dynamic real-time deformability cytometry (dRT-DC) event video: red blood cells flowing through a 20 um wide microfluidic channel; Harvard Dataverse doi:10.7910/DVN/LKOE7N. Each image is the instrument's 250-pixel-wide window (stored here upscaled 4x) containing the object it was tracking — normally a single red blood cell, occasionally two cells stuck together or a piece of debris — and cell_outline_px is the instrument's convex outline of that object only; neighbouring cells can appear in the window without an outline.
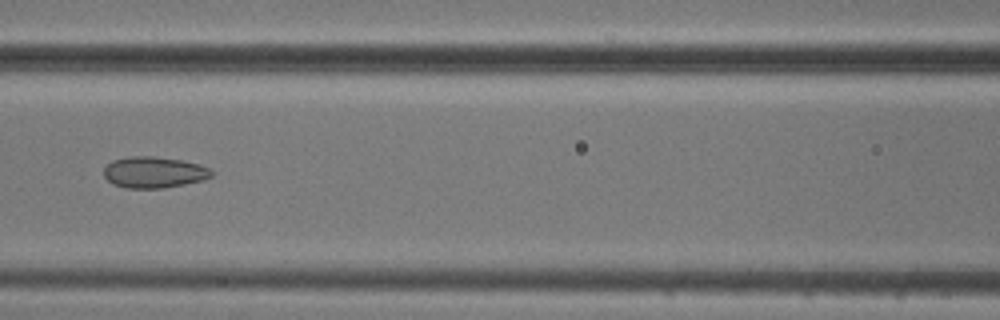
{"species": "common noctule bat (a hibernating species)", "species_latin": "Nyctalus noctula", "temperature_condition": "cold", "stored_images_in_passage": 9, "camera_frame_rate_fps": 3000, "um_per_image_px": 0.085, "animal": {"sex": "male", "body_mass_g": 20.5, "forearm_length_mm": 52.5}, "frame": {"image": 1, "passage_image": 7, "time_ms": 10.0, "image_size_px": [1000, 320], "cell_outline_px": [[212, 176], [204, 180], [164, 188], [128, 188], [112, 184], [104, 176], [104, 168], [112, 160], [128, 156], [152, 156], [180, 160], [200, 164], [208, 168], [212, 172]], "centroid_in_image_um": [13.07, 14.64], "position_along_channel_um": 153.5, "area_um2": 19.59}}
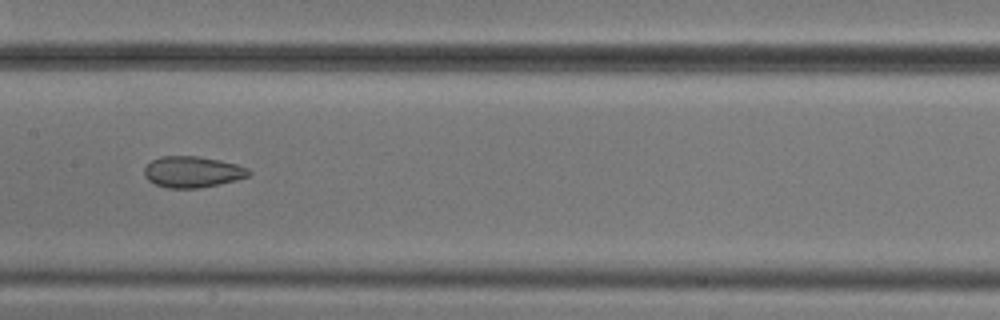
{"frame": {"image": 2, "passage_image": 8, "time_ms": 11.0, "image_size_px": [1000, 320], "cell_outline_px": [[252, 172], [248, 176], [236, 180], [200, 188], [168, 188], [156, 184], [148, 180], [144, 176], [144, 168], [152, 160], [160, 156], [196, 156], [220, 160], [236, 164], [248, 168]], "centroid_in_image_um": [16.35, 14.61], "position_along_channel_um": 191.0, "area_um2": 18.96}}
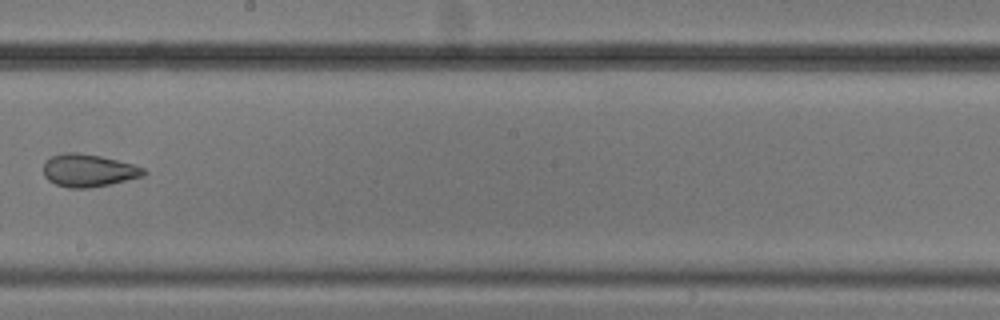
{"frame": {"image": 3, "passage_image": 9, "time_ms": 12.333, "image_size_px": [1000, 320], "cell_outline_px": [[148, 172], [144, 176], [108, 184], [88, 188], [68, 188], [56, 184], [48, 180], [44, 176], [44, 160], [52, 156], [64, 152], [76, 152], [100, 156], [132, 164], [144, 168]], "centroid_in_image_um": [7.5, 14.48], "position_along_channel_um": 240.7, "area_um2": 19.02}}